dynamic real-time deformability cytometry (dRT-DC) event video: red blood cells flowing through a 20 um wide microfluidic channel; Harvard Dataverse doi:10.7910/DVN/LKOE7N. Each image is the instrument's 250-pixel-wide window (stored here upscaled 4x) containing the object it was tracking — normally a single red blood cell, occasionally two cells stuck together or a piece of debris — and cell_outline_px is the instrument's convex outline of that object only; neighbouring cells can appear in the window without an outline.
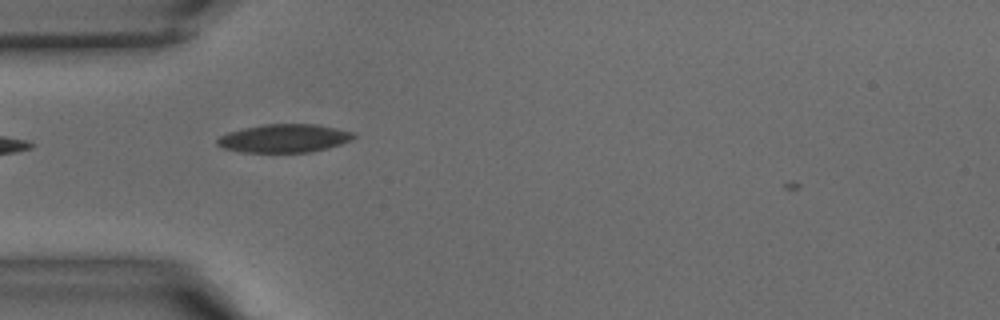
{"species": "common noctule bat (a hibernating species)", "species_latin": "Nyctalus noctula", "temperature_condition": "warm", "stored_images_in_passage": 19, "camera_frame_rate_fps": 3000, "um_per_image_px": 0.085, "animal": {"sex": "male", "body_mass_g": 15.6}, "frame": {"image": 1, "passage_image": 2, "time_ms": 0.333, "image_size_px": [1000, 320], "cell_outline_px": [[356, 136], [352, 140], [328, 148], [308, 152], [240, 152], [224, 148], [216, 144], [216, 140], [220, 136], [228, 132], [244, 128], [264, 124], [316, 124], [352, 132]], "centroid_in_image_um": [24.13, 11.76], "position_along_channel_um": 60.9, "area_um2": 22.37}}